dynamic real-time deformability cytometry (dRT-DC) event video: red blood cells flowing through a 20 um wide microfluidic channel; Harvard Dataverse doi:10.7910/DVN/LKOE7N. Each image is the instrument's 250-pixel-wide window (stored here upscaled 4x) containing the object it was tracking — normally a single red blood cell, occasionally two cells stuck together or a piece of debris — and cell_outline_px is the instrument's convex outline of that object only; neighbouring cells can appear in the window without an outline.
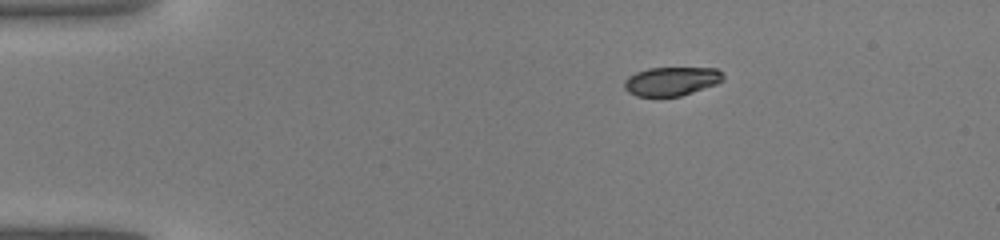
{"species": "common noctule bat (a hibernating species)", "species_latin": "Nyctalus noctula", "temperature_condition": "warm", "stored_images_in_passage": 37, "camera_frame_rate_fps": 3000, "um_per_image_px": 0.085, "animal": {"sex": "male", "body_mass_g": 19.0, "forearm_length_mm": 50.8}, "frame": {"image": 1, "passage_image": 1, "time_ms": 0.0, "image_size_px": [1000, 240], "cell_outline_px": [[724, 80], [716, 84], [680, 96], [636, 96], [628, 92], [624, 88], [624, 80], [628, 76], [636, 72], [648, 68], [716, 68], [724, 76]], "centroid_in_image_um": [57.05, 6.9], "position_along_channel_um": 28.0, "area_um2": 16.53}}
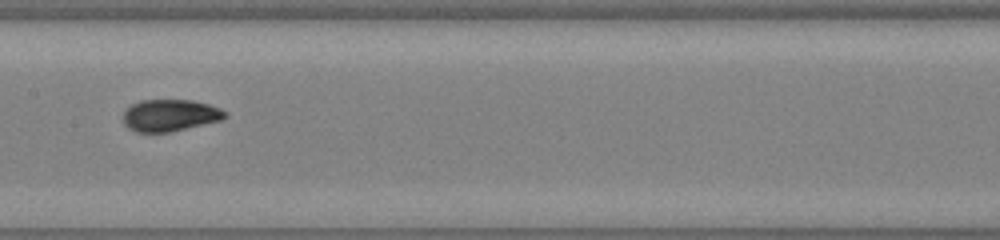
{"frame": {"image": 2, "passage_image": 16, "time_ms": 5.0, "image_size_px": [1000, 240], "cell_outline_px": [[228, 116], [224, 120], [172, 132], [136, 132], [128, 128], [124, 124], [124, 112], [132, 104], [140, 100], [192, 100], [208, 104], [220, 108], [228, 112]], "centroid_in_image_um": [14.51, 9.81], "position_along_channel_um": 192.9, "area_um2": 19.19}}
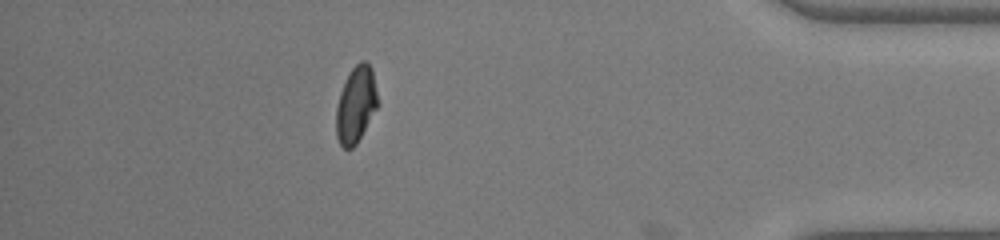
{"frame": {"image": 3, "passage_image": 32, "time_ms": 10.333, "image_size_px": [1000, 240], "cell_outline_px": [[380, 104], [356, 144], [352, 148], [344, 148], [340, 144], [336, 136], [336, 108], [340, 92], [344, 80], [348, 72], [360, 60], [364, 60], [372, 68]], "centroid_in_image_um": [30.27, 8.86], "position_along_channel_um": 404.9, "area_um2": 18.84}}